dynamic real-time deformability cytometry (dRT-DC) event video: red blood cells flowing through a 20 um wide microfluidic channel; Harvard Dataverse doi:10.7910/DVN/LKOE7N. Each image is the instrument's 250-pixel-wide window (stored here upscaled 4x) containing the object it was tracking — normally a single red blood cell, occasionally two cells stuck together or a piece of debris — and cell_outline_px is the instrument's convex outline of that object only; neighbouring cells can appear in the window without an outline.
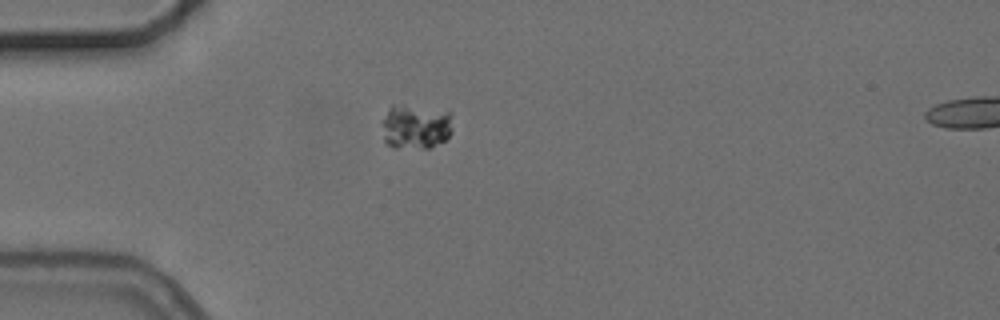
{"species": "common noctule bat (a hibernating species)", "species_latin": "Nyctalus noctula", "temperature_condition": "cold", "stored_images_in_passage": 5, "camera_frame_rate_fps": 3000, "um_per_image_px": 0.085, "animal": {"sex": "female", "body_mass_g": 24.6, "forearm_length_mm": 56.2}, "frame": {"image": 1, "passage_image": 5, "time_ms": 4.667, "image_size_px": [1000, 320], "cell_outline_px": [[452, 132], [444, 140], [428, 148], [392, 148], [384, 140], [380, 124], [380, 120], [388, 108], [392, 104], [404, 104], [452, 112]], "centroid_in_image_um": [35.28, 10.74], "position_along_channel_um": 49.7, "area_um2": 19.02}}